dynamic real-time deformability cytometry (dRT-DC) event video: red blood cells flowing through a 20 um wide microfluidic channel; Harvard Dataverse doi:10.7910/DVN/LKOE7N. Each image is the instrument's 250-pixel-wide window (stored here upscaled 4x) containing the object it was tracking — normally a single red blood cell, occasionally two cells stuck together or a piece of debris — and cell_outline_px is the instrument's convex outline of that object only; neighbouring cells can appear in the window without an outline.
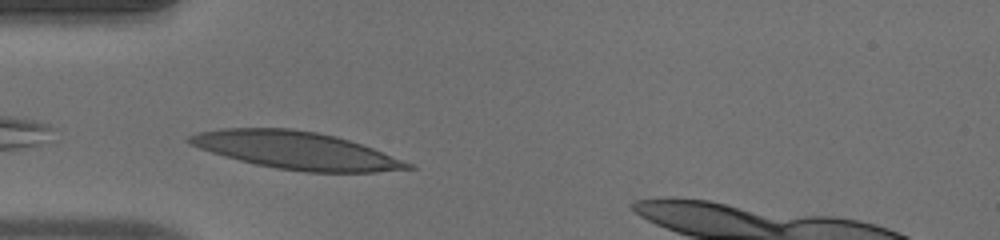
{"species": "human", "species_latin": "Homo sapiens", "temperature_condition": "warm", "stored_images_in_passage": 23, "camera_frame_rate_fps": 3000, "um_per_image_px": 0.085, "donor": {"sex": "male"}, "frame": {"image": 1, "passage_image": 1, "time_ms": 0.0, "image_size_px": [1000, 240], "cell_outline_px": [[416, 168], [376, 172], [304, 172], [276, 168], [256, 164], [224, 156], [188, 144], [184, 140], [188, 136], [196, 132], [220, 128], [292, 128], [316, 132], [336, 136], [372, 148], [412, 164]], "centroid_in_image_um": [25.11, 12.77], "position_along_channel_um": 59.9, "area_um2": 47.51}}
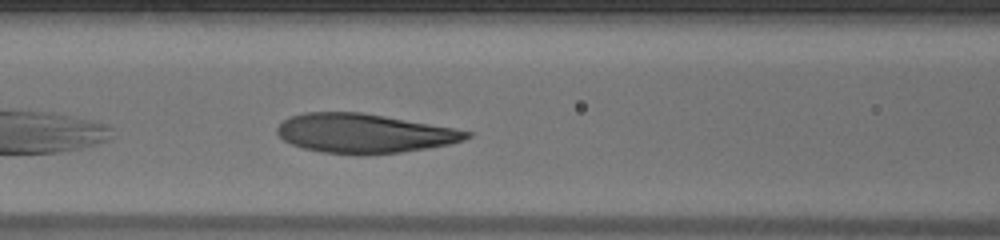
{"frame": {"image": 2, "passage_image": 7, "time_ms": 2.0, "image_size_px": [1000, 240], "cell_outline_px": [[472, 136], [464, 140], [448, 144], [428, 148], [400, 152], [360, 156], [320, 152], [304, 148], [292, 144], [284, 140], [276, 132], [276, 128], [288, 116], [304, 112], [360, 112], [384, 116], [452, 128], [472, 132]], "centroid_in_image_um": [30.91, 11.35], "position_along_channel_um": 135.7, "area_um2": 43.35}}
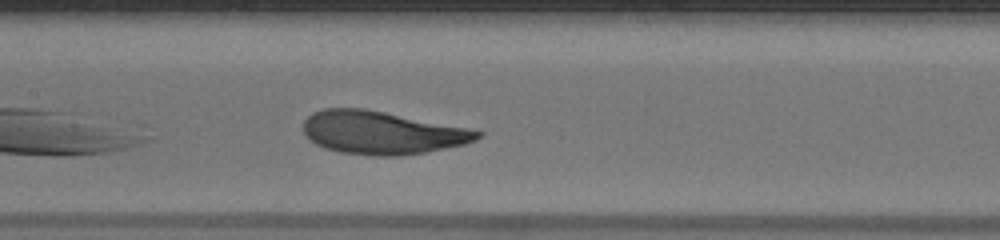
{"frame": {"image": 3, "passage_image": 10, "time_ms": 3.0, "image_size_px": [1000, 240], "cell_outline_px": [[484, 132], [476, 140], [464, 144], [424, 152], [400, 156], [372, 156], [340, 152], [324, 148], [316, 144], [304, 132], [304, 120], [312, 112], [324, 108], [364, 108]], "centroid_in_image_um": [32.4, 11.28], "position_along_channel_um": 175.0, "area_um2": 43.06}}